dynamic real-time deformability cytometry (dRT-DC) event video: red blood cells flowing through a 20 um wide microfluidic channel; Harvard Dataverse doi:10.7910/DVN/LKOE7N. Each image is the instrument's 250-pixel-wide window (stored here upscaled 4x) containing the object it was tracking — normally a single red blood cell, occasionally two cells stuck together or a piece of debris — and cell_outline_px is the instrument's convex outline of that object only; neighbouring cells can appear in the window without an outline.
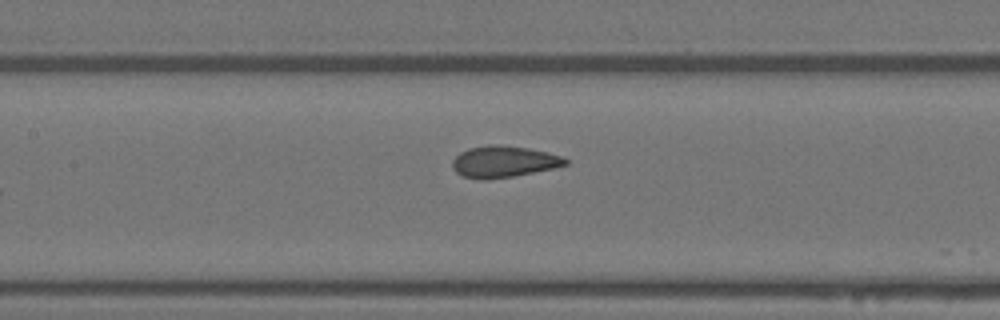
{"species": "Egyptian fruit bat (a non-hibernating species)", "species_latin": "Rousettus aegyptiacus", "temperature_condition": "warm", "stored_images_in_passage": 7, "camera_frame_rate_fps": 3000, "um_per_image_px": 0.085, "animal": {"sex": "female"}, "frame": {"image": 1, "passage_image": 6, "time_ms": 1.667, "image_size_px": [1000, 320], "cell_outline_px": [[568, 164], [552, 168], [512, 176], [488, 180], [480, 180], [460, 176], [452, 168], [452, 160], [460, 152], [468, 148], [488, 144], [496, 144], [528, 148], [548, 152], [560, 156], [568, 160]], "centroid_in_image_um": [42.75, 13.74], "position_along_channel_um": 164.7, "area_um2": 20.81}}
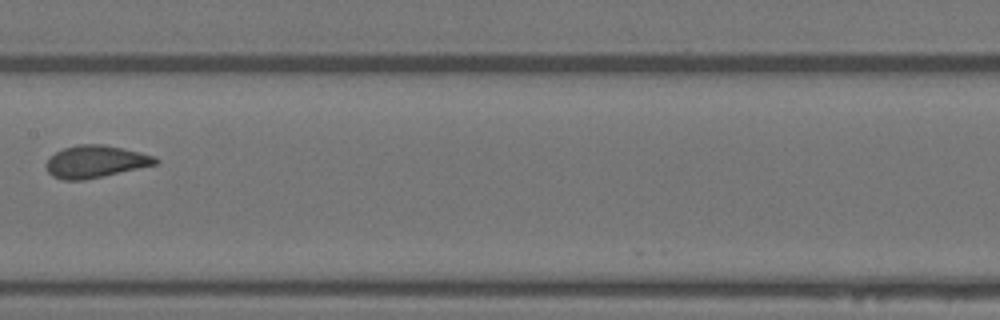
{"frame": {"image": 2, "passage_image": 7, "time_ms": 2.0, "image_size_px": [1000, 320], "cell_outline_px": [[160, 160], [156, 164], [84, 180], [64, 180], [52, 176], [48, 172], [48, 160], [56, 152], [64, 148], [76, 144], [104, 144], [140, 152], [156, 156]], "centroid_in_image_um": [8.14, 13.72], "position_along_channel_um": 199.3, "area_um2": 20.29}}